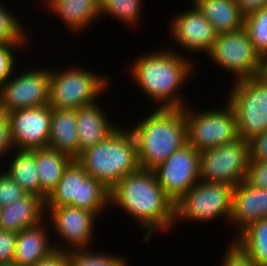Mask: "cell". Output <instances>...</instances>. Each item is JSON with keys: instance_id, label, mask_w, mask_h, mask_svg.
<instances>
[{"instance_id": "6da1fadb", "label": "cell", "mask_w": 267, "mask_h": 266, "mask_svg": "<svg viewBox=\"0 0 267 266\" xmlns=\"http://www.w3.org/2000/svg\"><path fill=\"white\" fill-rule=\"evenodd\" d=\"M114 203L145 229V243L155 232L167 231L176 226L175 203L159 185L151 170L139 168L122 178L110 190V204Z\"/></svg>"}, {"instance_id": "7a4b0ae2", "label": "cell", "mask_w": 267, "mask_h": 266, "mask_svg": "<svg viewBox=\"0 0 267 266\" xmlns=\"http://www.w3.org/2000/svg\"><path fill=\"white\" fill-rule=\"evenodd\" d=\"M171 49L138 57L129 68L134 82L159 108H183L187 104L179 93L194 70V62ZM190 75V76H189Z\"/></svg>"}, {"instance_id": "3957f363", "label": "cell", "mask_w": 267, "mask_h": 266, "mask_svg": "<svg viewBox=\"0 0 267 266\" xmlns=\"http://www.w3.org/2000/svg\"><path fill=\"white\" fill-rule=\"evenodd\" d=\"M153 110L130 128L136 141L139 168L151 171L188 143L182 108Z\"/></svg>"}, {"instance_id": "277c9868", "label": "cell", "mask_w": 267, "mask_h": 266, "mask_svg": "<svg viewBox=\"0 0 267 266\" xmlns=\"http://www.w3.org/2000/svg\"><path fill=\"white\" fill-rule=\"evenodd\" d=\"M89 174L111 190L122 178L139 169L136 141L130 129L118 127L102 142L75 159Z\"/></svg>"}, {"instance_id": "5b68a950", "label": "cell", "mask_w": 267, "mask_h": 266, "mask_svg": "<svg viewBox=\"0 0 267 266\" xmlns=\"http://www.w3.org/2000/svg\"><path fill=\"white\" fill-rule=\"evenodd\" d=\"M77 66L50 70L48 105L51 108L76 110L95 102L106 92L110 83L107 76Z\"/></svg>"}, {"instance_id": "8992f818", "label": "cell", "mask_w": 267, "mask_h": 266, "mask_svg": "<svg viewBox=\"0 0 267 266\" xmlns=\"http://www.w3.org/2000/svg\"><path fill=\"white\" fill-rule=\"evenodd\" d=\"M233 83L226 102L235 112L238 136L250 140L267 128V71Z\"/></svg>"}, {"instance_id": "52a82bcc", "label": "cell", "mask_w": 267, "mask_h": 266, "mask_svg": "<svg viewBox=\"0 0 267 266\" xmlns=\"http://www.w3.org/2000/svg\"><path fill=\"white\" fill-rule=\"evenodd\" d=\"M108 205L110 190L89 176L76 160L64 170L56 188L45 200V208L72 206L97 215Z\"/></svg>"}, {"instance_id": "ba28073f", "label": "cell", "mask_w": 267, "mask_h": 266, "mask_svg": "<svg viewBox=\"0 0 267 266\" xmlns=\"http://www.w3.org/2000/svg\"><path fill=\"white\" fill-rule=\"evenodd\" d=\"M234 186L223 182L201 180L175 202L176 221H213L230 219ZM179 219V220H178Z\"/></svg>"}, {"instance_id": "9c48e42d", "label": "cell", "mask_w": 267, "mask_h": 266, "mask_svg": "<svg viewBox=\"0 0 267 266\" xmlns=\"http://www.w3.org/2000/svg\"><path fill=\"white\" fill-rule=\"evenodd\" d=\"M182 110L187 122L188 143L199 152L239 138L236 115L228 103L220 110L217 108L198 112L190 111L188 106Z\"/></svg>"}, {"instance_id": "30bf717a", "label": "cell", "mask_w": 267, "mask_h": 266, "mask_svg": "<svg viewBox=\"0 0 267 266\" xmlns=\"http://www.w3.org/2000/svg\"><path fill=\"white\" fill-rule=\"evenodd\" d=\"M249 160V142L240 137L234 142L200 151V179L235 187L246 180Z\"/></svg>"}, {"instance_id": "8fae6325", "label": "cell", "mask_w": 267, "mask_h": 266, "mask_svg": "<svg viewBox=\"0 0 267 266\" xmlns=\"http://www.w3.org/2000/svg\"><path fill=\"white\" fill-rule=\"evenodd\" d=\"M207 57L217 66L233 73L235 81L251 78L264 69V60L256 52L244 28L218 34Z\"/></svg>"}, {"instance_id": "7c38bea8", "label": "cell", "mask_w": 267, "mask_h": 266, "mask_svg": "<svg viewBox=\"0 0 267 266\" xmlns=\"http://www.w3.org/2000/svg\"><path fill=\"white\" fill-rule=\"evenodd\" d=\"M16 75L0 87V111L7 114L48 104L49 69H30Z\"/></svg>"}, {"instance_id": "4fadbf2b", "label": "cell", "mask_w": 267, "mask_h": 266, "mask_svg": "<svg viewBox=\"0 0 267 266\" xmlns=\"http://www.w3.org/2000/svg\"><path fill=\"white\" fill-rule=\"evenodd\" d=\"M199 153L187 143L152 170L174 203L200 181Z\"/></svg>"}, {"instance_id": "5bb4252c", "label": "cell", "mask_w": 267, "mask_h": 266, "mask_svg": "<svg viewBox=\"0 0 267 266\" xmlns=\"http://www.w3.org/2000/svg\"><path fill=\"white\" fill-rule=\"evenodd\" d=\"M45 211L52 221L53 229L56 230L54 232L68 244V247L66 245L62 247L53 243L54 249L65 251L87 249L92 243L95 219L98 218L96 213L72 206L45 208Z\"/></svg>"}, {"instance_id": "9a60e30c", "label": "cell", "mask_w": 267, "mask_h": 266, "mask_svg": "<svg viewBox=\"0 0 267 266\" xmlns=\"http://www.w3.org/2000/svg\"><path fill=\"white\" fill-rule=\"evenodd\" d=\"M14 149L46 148L51 124V107L42 105L7 113Z\"/></svg>"}, {"instance_id": "2e32d148", "label": "cell", "mask_w": 267, "mask_h": 266, "mask_svg": "<svg viewBox=\"0 0 267 266\" xmlns=\"http://www.w3.org/2000/svg\"><path fill=\"white\" fill-rule=\"evenodd\" d=\"M192 9L178 14L170 22L174 40L189 52H205L216 40L217 33L209 20L193 4Z\"/></svg>"}, {"instance_id": "e0dca14e", "label": "cell", "mask_w": 267, "mask_h": 266, "mask_svg": "<svg viewBox=\"0 0 267 266\" xmlns=\"http://www.w3.org/2000/svg\"><path fill=\"white\" fill-rule=\"evenodd\" d=\"M267 218V188L251 186L246 180L233 189L230 222L238 234L252 222Z\"/></svg>"}, {"instance_id": "ac0fdd59", "label": "cell", "mask_w": 267, "mask_h": 266, "mask_svg": "<svg viewBox=\"0 0 267 266\" xmlns=\"http://www.w3.org/2000/svg\"><path fill=\"white\" fill-rule=\"evenodd\" d=\"M99 105L96 101L76 109L78 156L86 149L102 142L119 127L108 120Z\"/></svg>"}, {"instance_id": "d6986e66", "label": "cell", "mask_w": 267, "mask_h": 266, "mask_svg": "<svg viewBox=\"0 0 267 266\" xmlns=\"http://www.w3.org/2000/svg\"><path fill=\"white\" fill-rule=\"evenodd\" d=\"M45 201L37 195L27 194L20 200L0 208V229L13 231L37 225L45 214Z\"/></svg>"}, {"instance_id": "ffe728a7", "label": "cell", "mask_w": 267, "mask_h": 266, "mask_svg": "<svg viewBox=\"0 0 267 266\" xmlns=\"http://www.w3.org/2000/svg\"><path fill=\"white\" fill-rule=\"evenodd\" d=\"M44 221L17 233L13 266H32L54 250Z\"/></svg>"}, {"instance_id": "44dd1931", "label": "cell", "mask_w": 267, "mask_h": 266, "mask_svg": "<svg viewBox=\"0 0 267 266\" xmlns=\"http://www.w3.org/2000/svg\"><path fill=\"white\" fill-rule=\"evenodd\" d=\"M48 148L69 155L73 160L78 157V131L76 110L51 108L50 135Z\"/></svg>"}, {"instance_id": "7402d4cb", "label": "cell", "mask_w": 267, "mask_h": 266, "mask_svg": "<svg viewBox=\"0 0 267 266\" xmlns=\"http://www.w3.org/2000/svg\"><path fill=\"white\" fill-rule=\"evenodd\" d=\"M46 4L50 12L56 13L76 33L100 16V0H48Z\"/></svg>"}, {"instance_id": "603a6c76", "label": "cell", "mask_w": 267, "mask_h": 266, "mask_svg": "<svg viewBox=\"0 0 267 266\" xmlns=\"http://www.w3.org/2000/svg\"><path fill=\"white\" fill-rule=\"evenodd\" d=\"M192 4L209 20L217 34L244 28L245 16L235 0H193Z\"/></svg>"}, {"instance_id": "cb8c5ba5", "label": "cell", "mask_w": 267, "mask_h": 266, "mask_svg": "<svg viewBox=\"0 0 267 266\" xmlns=\"http://www.w3.org/2000/svg\"><path fill=\"white\" fill-rule=\"evenodd\" d=\"M73 159L56 150L46 148L36 149V166L40 180V198L44 201L56 188L64 170Z\"/></svg>"}, {"instance_id": "d4e9b609", "label": "cell", "mask_w": 267, "mask_h": 266, "mask_svg": "<svg viewBox=\"0 0 267 266\" xmlns=\"http://www.w3.org/2000/svg\"><path fill=\"white\" fill-rule=\"evenodd\" d=\"M14 156L8 163L6 173L28 194L40 197V180L36 166V149H14ZM8 169V170H7Z\"/></svg>"}, {"instance_id": "484cf974", "label": "cell", "mask_w": 267, "mask_h": 266, "mask_svg": "<svg viewBox=\"0 0 267 266\" xmlns=\"http://www.w3.org/2000/svg\"><path fill=\"white\" fill-rule=\"evenodd\" d=\"M236 238L258 266H267V218L252 222Z\"/></svg>"}, {"instance_id": "4316f807", "label": "cell", "mask_w": 267, "mask_h": 266, "mask_svg": "<svg viewBox=\"0 0 267 266\" xmlns=\"http://www.w3.org/2000/svg\"><path fill=\"white\" fill-rule=\"evenodd\" d=\"M244 29L256 52L265 60L267 58V7L245 16Z\"/></svg>"}, {"instance_id": "83f0119b", "label": "cell", "mask_w": 267, "mask_h": 266, "mask_svg": "<svg viewBox=\"0 0 267 266\" xmlns=\"http://www.w3.org/2000/svg\"><path fill=\"white\" fill-rule=\"evenodd\" d=\"M143 0H100V15L105 13L125 24L138 23ZM141 9V10H140Z\"/></svg>"}, {"instance_id": "f1b7e54d", "label": "cell", "mask_w": 267, "mask_h": 266, "mask_svg": "<svg viewBox=\"0 0 267 266\" xmlns=\"http://www.w3.org/2000/svg\"><path fill=\"white\" fill-rule=\"evenodd\" d=\"M69 266H122L126 261L122 255L101 254L90 249L68 251Z\"/></svg>"}, {"instance_id": "f546056e", "label": "cell", "mask_w": 267, "mask_h": 266, "mask_svg": "<svg viewBox=\"0 0 267 266\" xmlns=\"http://www.w3.org/2000/svg\"><path fill=\"white\" fill-rule=\"evenodd\" d=\"M2 5L0 3V43H26L29 38L26 37L21 21Z\"/></svg>"}, {"instance_id": "4dcf8cb0", "label": "cell", "mask_w": 267, "mask_h": 266, "mask_svg": "<svg viewBox=\"0 0 267 266\" xmlns=\"http://www.w3.org/2000/svg\"><path fill=\"white\" fill-rule=\"evenodd\" d=\"M25 43H0V87L14 74L16 67L15 48H22Z\"/></svg>"}, {"instance_id": "1f68e13d", "label": "cell", "mask_w": 267, "mask_h": 266, "mask_svg": "<svg viewBox=\"0 0 267 266\" xmlns=\"http://www.w3.org/2000/svg\"><path fill=\"white\" fill-rule=\"evenodd\" d=\"M27 194L4 170L0 172V208L20 200Z\"/></svg>"}, {"instance_id": "d6a6232c", "label": "cell", "mask_w": 267, "mask_h": 266, "mask_svg": "<svg viewBox=\"0 0 267 266\" xmlns=\"http://www.w3.org/2000/svg\"><path fill=\"white\" fill-rule=\"evenodd\" d=\"M232 242L223 257L221 266H258L235 239Z\"/></svg>"}, {"instance_id": "836d02e7", "label": "cell", "mask_w": 267, "mask_h": 266, "mask_svg": "<svg viewBox=\"0 0 267 266\" xmlns=\"http://www.w3.org/2000/svg\"><path fill=\"white\" fill-rule=\"evenodd\" d=\"M246 181L257 188H267V160H249Z\"/></svg>"}, {"instance_id": "e575fe53", "label": "cell", "mask_w": 267, "mask_h": 266, "mask_svg": "<svg viewBox=\"0 0 267 266\" xmlns=\"http://www.w3.org/2000/svg\"><path fill=\"white\" fill-rule=\"evenodd\" d=\"M17 233L0 229V263L13 264Z\"/></svg>"}, {"instance_id": "d590c367", "label": "cell", "mask_w": 267, "mask_h": 266, "mask_svg": "<svg viewBox=\"0 0 267 266\" xmlns=\"http://www.w3.org/2000/svg\"><path fill=\"white\" fill-rule=\"evenodd\" d=\"M249 142L250 160L266 161L267 160V128L254 137Z\"/></svg>"}, {"instance_id": "8d00e7d4", "label": "cell", "mask_w": 267, "mask_h": 266, "mask_svg": "<svg viewBox=\"0 0 267 266\" xmlns=\"http://www.w3.org/2000/svg\"><path fill=\"white\" fill-rule=\"evenodd\" d=\"M14 152V145L11 138L10 120L6 113L0 111V159L7 153ZM9 150V151H8Z\"/></svg>"}, {"instance_id": "74e56055", "label": "cell", "mask_w": 267, "mask_h": 266, "mask_svg": "<svg viewBox=\"0 0 267 266\" xmlns=\"http://www.w3.org/2000/svg\"><path fill=\"white\" fill-rule=\"evenodd\" d=\"M32 266H69L68 251L54 249Z\"/></svg>"}, {"instance_id": "f35d334b", "label": "cell", "mask_w": 267, "mask_h": 266, "mask_svg": "<svg viewBox=\"0 0 267 266\" xmlns=\"http://www.w3.org/2000/svg\"><path fill=\"white\" fill-rule=\"evenodd\" d=\"M244 16L267 7V0H235Z\"/></svg>"}, {"instance_id": "ab89813d", "label": "cell", "mask_w": 267, "mask_h": 266, "mask_svg": "<svg viewBox=\"0 0 267 266\" xmlns=\"http://www.w3.org/2000/svg\"><path fill=\"white\" fill-rule=\"evenodd\" d=\"M264 70L267 71V58L264 60Z\"/></svg>"}, {"instance_id": "60d3db41", "label": "cell", "mask_w": 267, "mask_h": 266, "mask_svg": "<svg viewBox=\"0 0 267 266\" xmlns=\"http://www.w3.org/2000/svg\"><path fill=\"white\" fill-rule=\"evenodd\" d=\"M0 266H13L12 264L0 263Z\"/></svg>"}]
</instances>
